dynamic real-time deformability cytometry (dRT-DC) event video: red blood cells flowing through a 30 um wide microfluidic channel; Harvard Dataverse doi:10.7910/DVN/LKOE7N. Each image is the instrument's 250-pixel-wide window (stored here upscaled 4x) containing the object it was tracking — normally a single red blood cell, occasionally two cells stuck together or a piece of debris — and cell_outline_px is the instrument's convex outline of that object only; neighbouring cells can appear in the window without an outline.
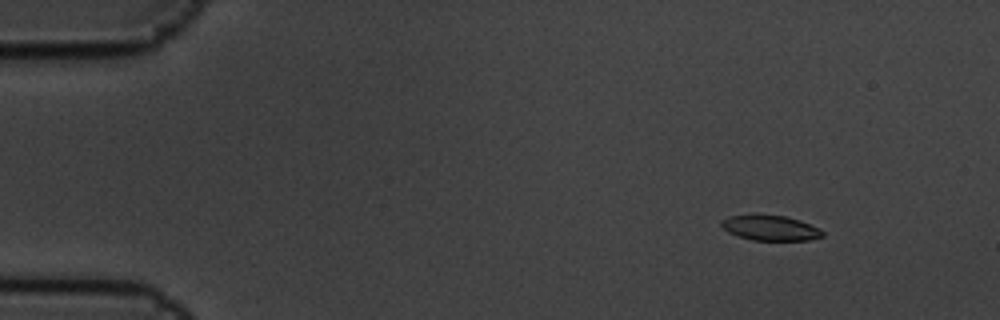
{"species": "common noctule bat (a hibernating species)", "species_latin": "Nyctalus noctula", "temperature_condition": "cold", "stored_images_in_passage": 16, "camera_frame_rate_fps": 3000, "um_per_image_px": 0.085, "animal": {"sex": "male", "body_mass_g": 19.5, "forearm_length_mm": 54.6}, "frame": {"image": 1, "passage_image": 3, "time_ms": 0.667, "image_size_px": [1000, 320], "cell_outline_px": [[824, 236], [808, 240], [752, 240], [728, 232], [720, 224], [720, 220], [728, 216], [784, 216], [800, 220], [820, 228], [824, 232]], "centroid_in_image_um": [65.52, 19.39], "position_along_channel_um": 19.5, "area_um2": 14.51}}
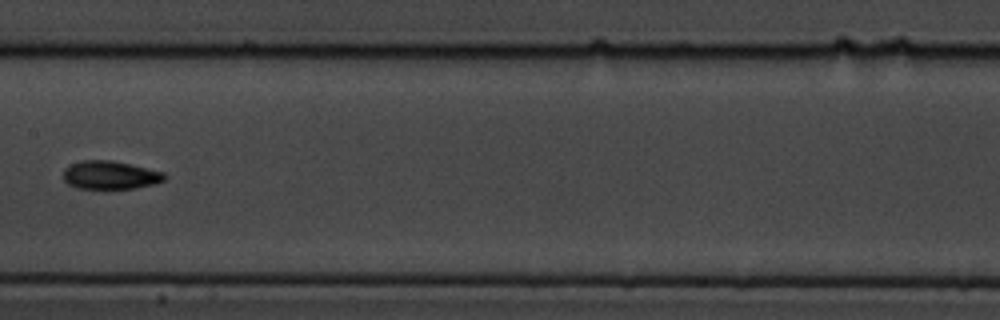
{"frame": {"image": 2, "passage_image": 9, "time_ms": 2.667, "image_size_px": [1000, 320], "cell_outline_px": [[168, 176], [164, 180], [156, 184], [136, 188], [76, 188], [68, 184], [64, 180], [64, 168], [72, 164], [84, 160], [112, 160], [164, 172]], "centroid_in_image_um": [9.39, 14.88], "position_along_channel_um": 198.0, "area_um2": 16.65}}
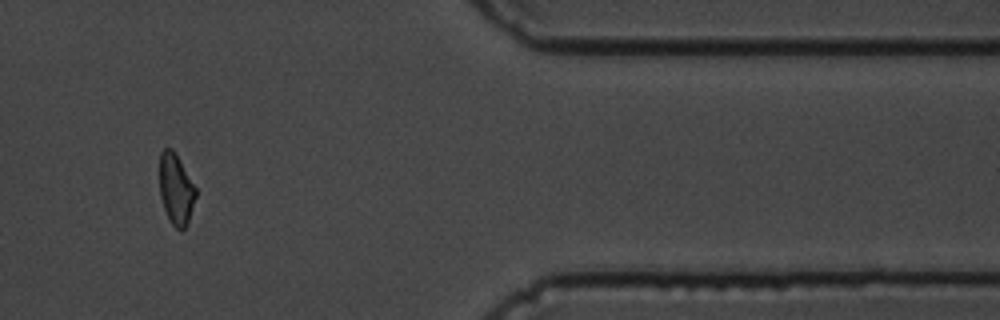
{"frame": {"image": 3, "passage_image": 14, "time_ms": 4.333, "image_size_px": [1000, 320], "cell_outline_px": [[196, 196], [188, 224], [180, 232], [172, 224], [164, 208], [160, 196], [160, 152], [164, 148], [172, 148], [196, 188]], "centroid_in_image_um": [14.96, 16.1], "position_along_channel_um": 396.4, "area_um2": 14.8}}